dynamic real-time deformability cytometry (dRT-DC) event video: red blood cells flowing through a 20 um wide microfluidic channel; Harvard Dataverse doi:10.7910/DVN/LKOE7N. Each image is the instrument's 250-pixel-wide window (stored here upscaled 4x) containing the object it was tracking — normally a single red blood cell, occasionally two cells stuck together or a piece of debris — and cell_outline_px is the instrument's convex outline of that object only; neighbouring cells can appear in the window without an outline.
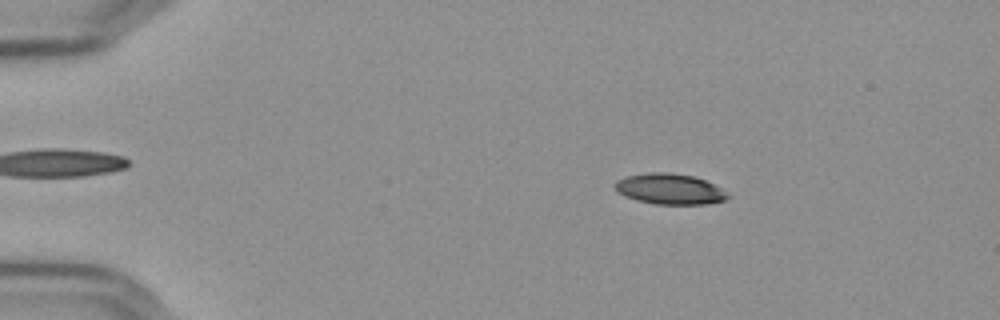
{"species": "Egyptian fruit bat (a non-hibernating species)", "species_latin": "Rousettus aegyptiacus", "temperature_condition": "cold", "stored_images_in_passage": 56, "camera_frame_rate_fps": 3000, "um_per_image_px": 0.085, "frame": {"image": 1, "passage_image": 10, "time_ms": 3.0, "image_size_px": [1000, 320], "cell_outline_px": [[732, 196], [724, 200], [708, 204], [656, 204], [636, 200], [624, 196], [616, 192], [612, 184], [616, 180], [628, 176], [648, 172], [668, 172], [692, 176], [704, 180], [720, 188]], "centroid_in_image_um": [56.88, 16.07], "position_along_channel_um": 28.1, "area_um2": 20.23}}
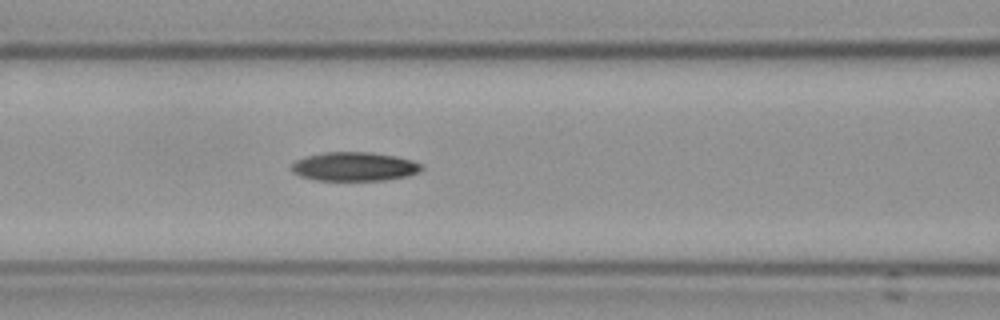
{"frame": {"image": 2, "passage_image": 25, "time_ms": 8.0, "image_size_px": [1000, 320], "cell_outline_px": [[424, 168], [408, 176], [384, 180], [316, 180], [300, 176], [292, 172], [292, 164], [296, 160], [308, 156], [324, 152], [372, 152], [396, 156], [412, 160], [420, 164]], "centroid_in_image_um": [30.12, 14.15], "position_along_channel_um": 136.5, "area_um2": 21.79}}
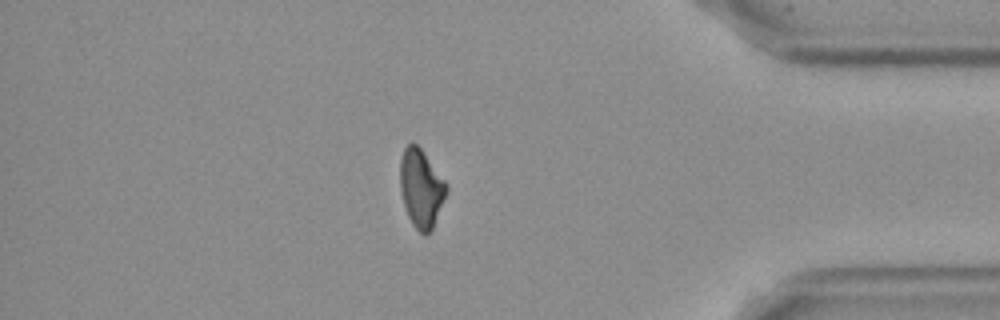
{"frame": {"image": 3, "passage_image": 49, "time_ms": 16.0, "image_size_px": [1000, 320], "cell_outline_px": [[448, 188], [432, 228], [424, 236], [412, 224], [408, 216], [400, 192], [400, 160], [404, 148], [408, 144], [416, 144], [420, 148], [448, 184]], "centroid_in_image_um": [35.78, 16.0], "position_along_channel_um": 399.4, "area_um2": 20.75}, "authors_computed_cell_mechanics": {"area_um2": 21.3282, "velocity_mm_per_s": 3.6428, "shape_relaxation_time_tau1_ms": 8.2151, "shape_relaxation_time_tau2_ms": null, "deformation_change_tau1": 0.1759, "deformation_change_tau2": null}}